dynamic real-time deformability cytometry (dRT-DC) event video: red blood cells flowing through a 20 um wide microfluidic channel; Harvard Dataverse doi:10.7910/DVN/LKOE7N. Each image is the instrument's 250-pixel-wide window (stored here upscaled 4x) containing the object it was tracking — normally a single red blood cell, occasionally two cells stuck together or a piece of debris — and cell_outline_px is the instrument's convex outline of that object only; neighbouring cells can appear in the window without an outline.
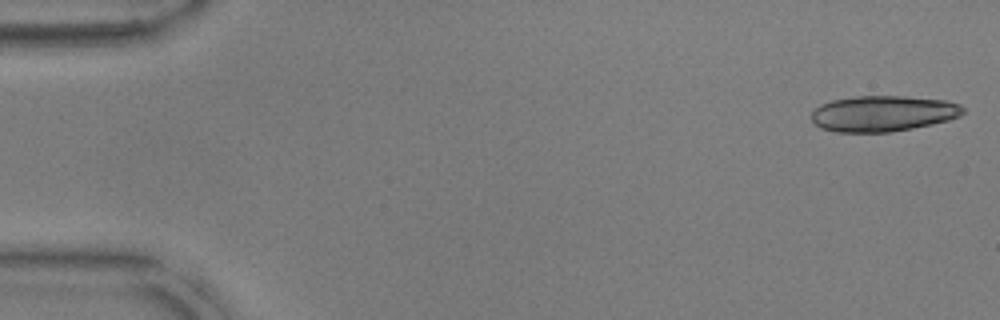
{"species": "common noctule bat (a hibernating species)", "species_latin": "Nyctalus noctula", "temperature_condition": "warm", "stored_images_in_passage": 17, "camera_frame_rate_fps": 3000, "um_per_image_px": 0.085, "animal": {"sex": "male", "body_mass_g": 17.9, "forearm_length_mm": 54.2}, "frame": {"image": 1, "passage_image": 1, "time_ms": 0.0, "image_size_px": [1000, 320], "cell_outline_px": [[964, 112], [960, 116], [948, 120], [932, 124], [912, 128], [888, 132], [836, 132], [820, 128], [812, 120], [812, 112], [820, 104], [832, 100], [856, 96], [904, 96], [944, 100], [960, 104], [964, 108]], "centroid_in_image_um": [75.05, 9.65], "position_along_channel_um": 9.9, "area_um2": 31.62}}